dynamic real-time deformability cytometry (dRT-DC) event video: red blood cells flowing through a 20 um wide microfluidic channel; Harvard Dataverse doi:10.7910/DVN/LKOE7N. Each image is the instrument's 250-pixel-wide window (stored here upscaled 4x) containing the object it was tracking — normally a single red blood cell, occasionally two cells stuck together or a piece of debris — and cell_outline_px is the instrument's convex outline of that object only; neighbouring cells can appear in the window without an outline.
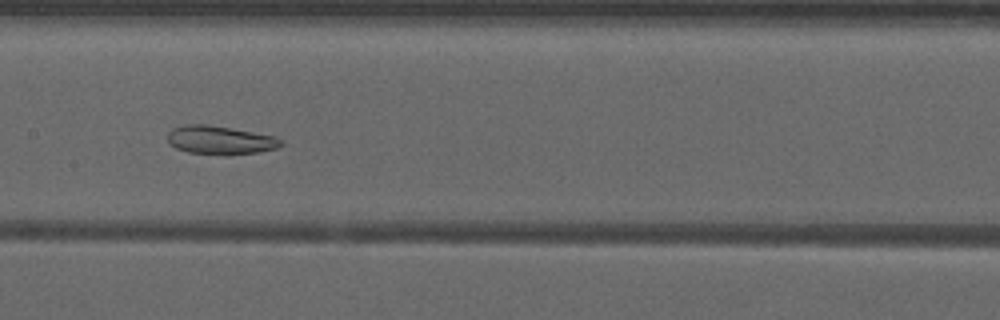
{"species": "common noctule bat (a hibernating species)", "species_latin": "Nyctalus noctula", "temperature_condition": "warm", "stored_images_in_passage": 42, "camera_frame_rate_fps": 3000, "um_per_image_px": 0.085, "animal": {"sex": "male", "forearm_length_mm": 52.5}, "frame": {"image": 1, "passage_image": 13, "time_ms": 4.0, "image_size_px": [1000, 320], "cell_outline_px": [[284, 144], [276, 148], [260, 152], [228, 156], [188, 152], [176, 148], [168, 144], [168, 132], [172, 128], [184, 124], [208, 124], [272, 136], [280, 140]], "centroid_in_image_um": [18.66, 11.92], "position_along_channel_um": 188.7, "area_um2": 18.96}}
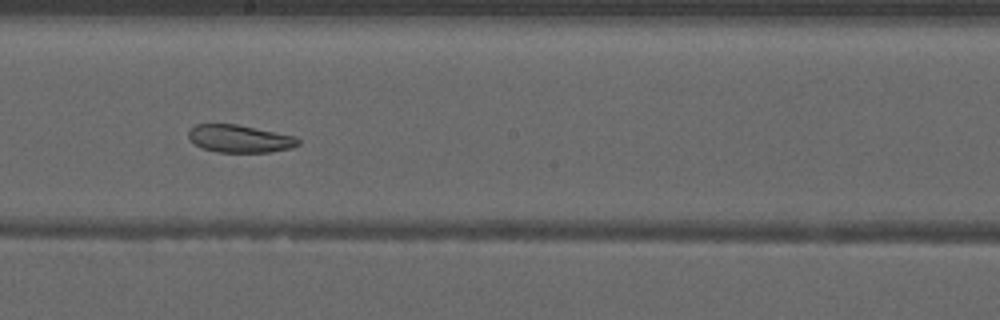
{"frame": {"image": 2, "passage_image": 16, "time_ms": 5.0, "image_size_px": [1000, 320], "cell_outline_px": [[300, 144], [292, 148], [272, 152], [216, 152], [200, 148], [188, 136], [188, 132], [196, 124], [236, 124], [296, 136], [300, 140]], "centroid_in_image_um": [20.41, 11.8], "position_along_channel_um": 227.8, "area_um2": 17.69}}
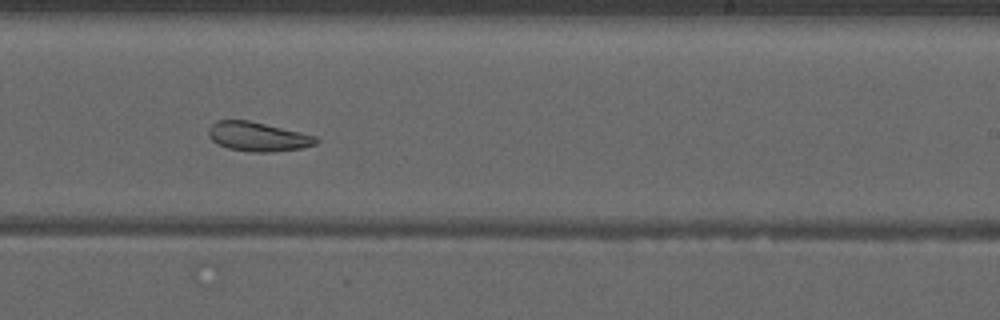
{"frame": {"image": 3, "passage_image": 19, "time_ms": 6.0, "image_size_px": [1000, 320], "cell_outline_px": [[320, 140], [316, 144], [300, 148], [272, 152], [252, 152], [228, 148], [212, 140], [208, 136], [208, 128], [216, 120], [248, 120], [300, 132], [316, 136]], "centroid_in_image_um": [21.91, 11.61], "position_along_channel_um": 267.1, "area_um2": 18.21}, "authors_computed_cell_mechanics": {"area_um2": 17.7735, "velocity_mm_per_s": 3.9447, "shape_relaxation_time_tau1_ms": null, "shape_relaxation_time_tau2_ms": 2.8721, "deformation_change_tau1": null, "deformation_change_tau2": 0.0909}}